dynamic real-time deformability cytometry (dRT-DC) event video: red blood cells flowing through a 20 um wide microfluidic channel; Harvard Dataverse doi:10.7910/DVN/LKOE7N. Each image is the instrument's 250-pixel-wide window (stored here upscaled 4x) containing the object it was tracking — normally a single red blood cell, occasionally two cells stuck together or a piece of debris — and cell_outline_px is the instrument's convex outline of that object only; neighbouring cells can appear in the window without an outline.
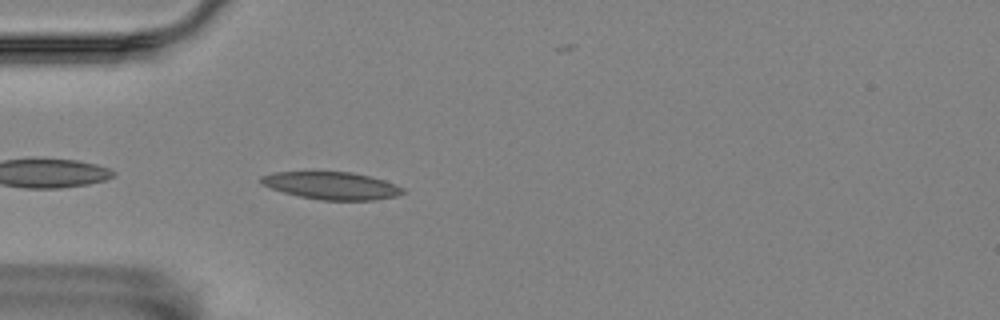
{"species": "Egyptian fruit bat (a non-hibernating species)", "species_latin": "Rousettus aegyptiacus", "temperature_condition": "room temperature", "stored_images_in_passage": 27, "camera_frame_rate_fps": 3000, "um_per_image_px": 0.085, "animal": {"sex": "female"}, "frame": {"image": 1, "passage_image": 2, "time_ms": 0.333, "image_size_px": [1000, 320], "cell_outline_px": [[404, 192], [396, 196], [372, 200], [320, 200], [300, 196], [284, 192], [260, 184], [260, 176], [276, 172], [352, 172], [384, 180], [396, 184], [404, 188]], "centroid_in_image_um": [28.19, 15.78], "position_along_channel_um": 56.8, "area_um2": 22.54}}
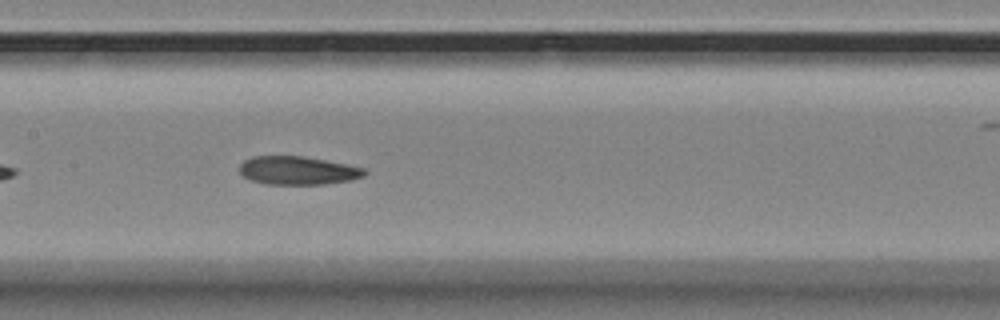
{"frame": {"image": 2, "passage_image": 13, "time_ms": 4.0, "image_size_px": [1000, 320], "cell_outline_px": [[368, 172], [364, 176], [352, 180], [324, 184], [264, 184], [248, 180], [240, 172], [240, 164], [244, 160], [252, 156], [300, 156], [324, 160], [364, 168]], "centroid_in_image_um": [25.29, 14.5], "position_along_channel_um": 182.1, "area_um2": 20.63}}
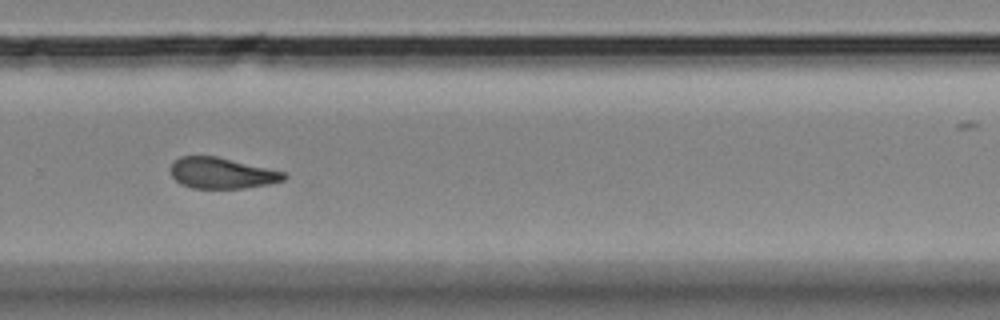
{"frame": {"image": 3, "passage_image": 24, "time_ms": 7.667, "image_size_px": [1000, 320], "cell_outline_px": [[288, 176], [284, 180], [268, 184], [244, 188], [192, 188], [180, 184], [172, 176], [172, 164], [180, 156], [216, 156], [284, 172]], "centroid_in_image_um": [18.85, 14.72], "position_along_channel_um": 310.9, "area_um2": 20.17}}